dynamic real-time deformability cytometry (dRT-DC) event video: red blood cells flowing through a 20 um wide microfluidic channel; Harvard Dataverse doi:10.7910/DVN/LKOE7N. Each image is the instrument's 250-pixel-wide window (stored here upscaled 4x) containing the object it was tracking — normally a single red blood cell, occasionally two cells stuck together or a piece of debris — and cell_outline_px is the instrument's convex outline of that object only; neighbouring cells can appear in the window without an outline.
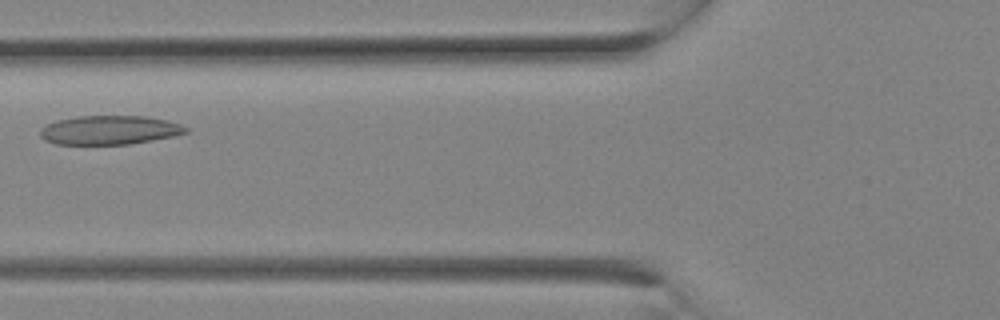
{"species": "Egyptian fruit bat (a non-hibernating species)", "species_latin": "Rousettus aegyptiacus", "temperature_condition": "room temperature", "stored_images_in_passage": 11, "camera_frame_rate_fps": 3000, "um_per_image_px": 0.085, "animal": {"sex": "female"}, "frame": {"image": 1, "passage_image": 7, "time_ms": 2.0, "image_size_px": [1000, 320], "cell_outline_px": [[188, 132], [176, 136], [132, 144], [56, 144], [44, 140], [40, 136], [40, 128], [44, 124], [56, 120], [76, 116], [148, 116], [168, 120], [180, 124], [188, 128]], "centroid_in_image_um": [9.31, 11.05], "position_along_channel_um": 116.5, "area_um2": 24.97}}
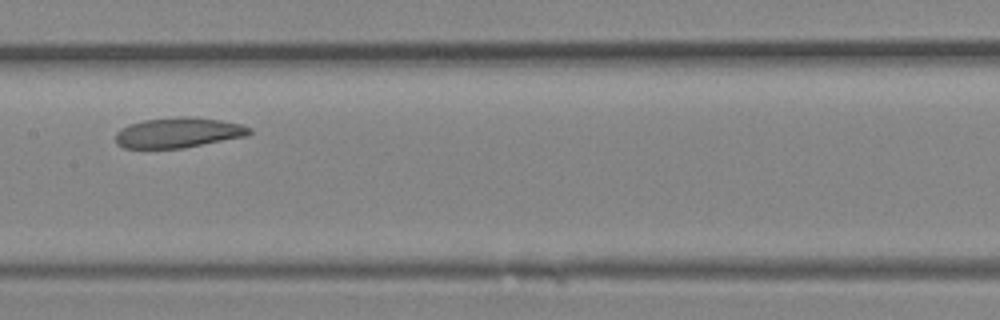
{"frame": {"image": 2, "passage_image": 10, "time_ms": 3.0, "image_size_px": [1000, 320], "cell_outline_px": [[252, 132], [248, 136], [184, 148], [124, 148], [116, 144], [116, 132], [120, 128], [128, 124], [144, 120], [180, 116], [188, 116], [220, 120], [240, 124], [252, 128]], "centroid_in_image_um": [15.16, 11.27], "position_along_channel_um": 192.2, "area_um2": 23.76}}